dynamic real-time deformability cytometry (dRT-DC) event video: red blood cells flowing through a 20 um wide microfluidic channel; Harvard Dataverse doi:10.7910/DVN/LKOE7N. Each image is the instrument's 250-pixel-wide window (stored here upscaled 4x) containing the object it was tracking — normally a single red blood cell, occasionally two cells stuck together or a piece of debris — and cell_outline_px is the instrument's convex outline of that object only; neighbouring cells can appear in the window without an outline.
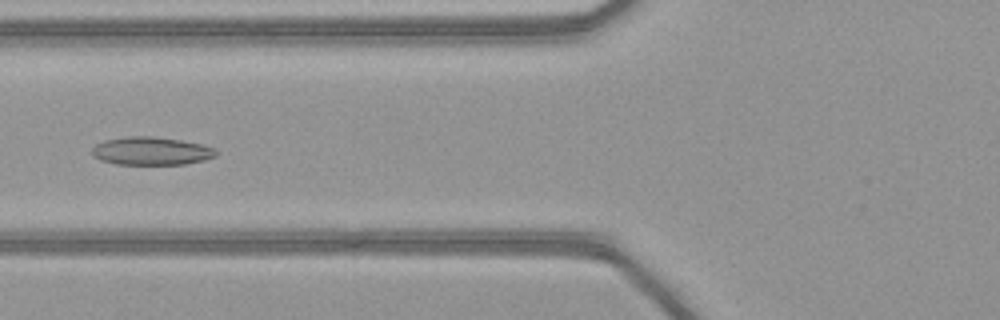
{"species": "common noctule bat (a hibernating species)", "species_latin": "Nyctalus noctula", "temperature_condition": "warm", "stored_images_in_passage": 41, "camera_frame_rate_fps": 3000, "um_per_image_px": 0.085, "animal": {"sex": "female", "body_mass_g": 21.9}, "frame": {"image": 1, "passage_image": 11, "time_ms": 3.333, "image_size_px": [1000, 320], "cell_outline_px": [[216, 156], [204, 160], [184, 164], [116, 164], [100, 160], [92, 156], [92, 148], [96, 144], [104, 140], [128, 136], [152, 136], [180, 140], [204, 144], [216, 148]], "centroid_in_image_um": [12.86, 12.83], "position_along_channel_um": 112.9, "area_um2": 20.4}}
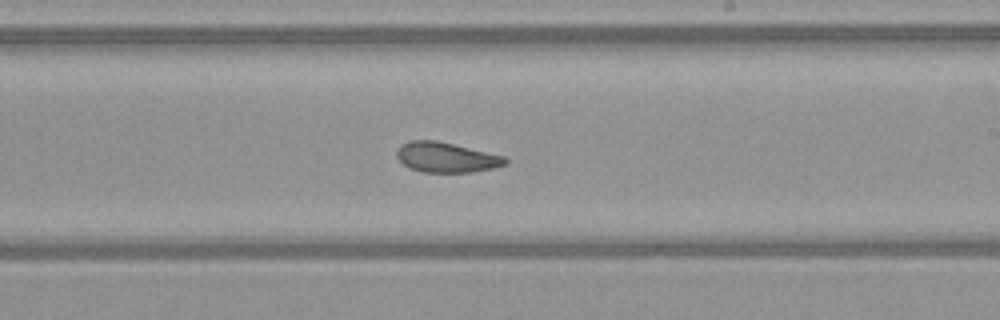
{"frame": {"image": 2, "passage_image": 21, "time_ms": 6.667, "image_size_px": [1000, 320], "cell_outline_px": [[508, 164], [492, 168], [472, 172], [424, 172], [408, 168], [396, 156], [396, 148], [400, 144], [412, 140], [436, 140], [504, 156], [508, 160]], "centroid_in_image_um": [37.9, 13.37], "position_along_channel_um": 251.1, "area_um2": 19.02}}
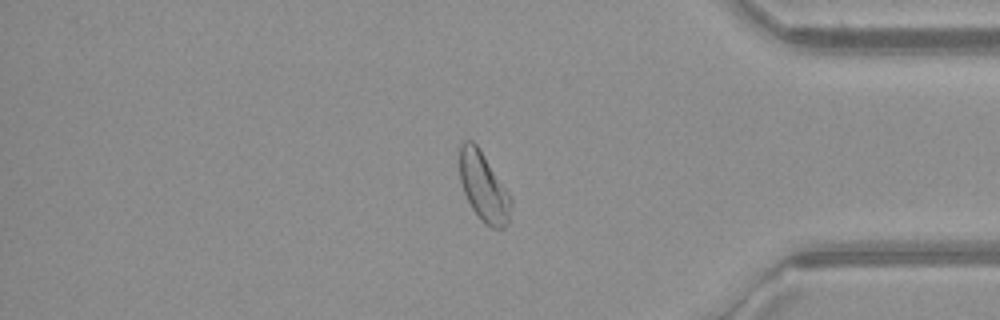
{"frame": {"image": 3, "passage_image": 33, "time_ms": 10.667, "image_size_px": [1000, 320], "cell_outline_px": [[512, 200], [508, 224], [504, 228], [492, 228], [484, 224], [480, 220], [472, 208], [464, 192], [460, 180], [460, 144], [464, 140], [472, 140], [480, 148], [512, 196]], "centroid_in_image_um": [41.13, 15.89], "position_along_channel_um": 394.1, "area_um2": 20.92}, "authors_computed_cell_mechanics": {"area_um2": 20.4612, "velocity_mm_per_s": 4.1349, "shape_relaxation_time_tau1_ms": null, "shape_relaxation_time_tau2_ms": 4.4543, "deformation_change_tau1": null, "deformation_change_tau2": 0.1215}}